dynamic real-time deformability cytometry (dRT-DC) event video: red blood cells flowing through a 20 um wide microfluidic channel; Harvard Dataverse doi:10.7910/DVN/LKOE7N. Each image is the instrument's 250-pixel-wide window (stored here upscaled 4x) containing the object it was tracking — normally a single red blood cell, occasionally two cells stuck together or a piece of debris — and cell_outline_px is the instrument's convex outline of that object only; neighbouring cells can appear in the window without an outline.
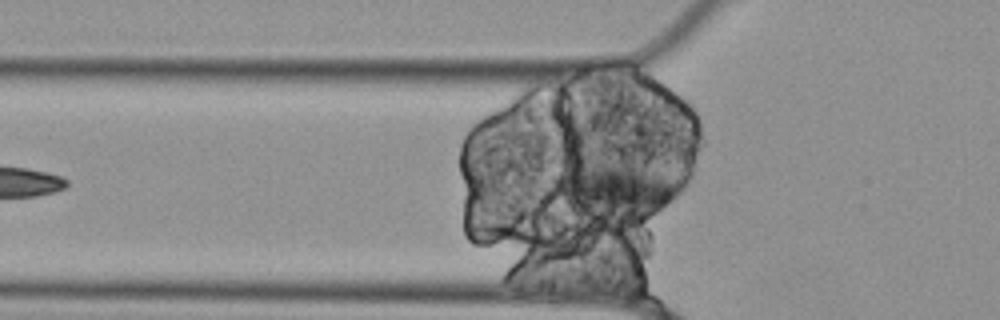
{"species": "Egyptian fruit bat (a non-hibernating species)", "species_latin": "Rousettus aegyptiacus", "temperature_condition": "cold", "stored_images_in_passage": 48, "segment_of_instrument_passage": [2, 3], "camera_frame_rate_fps": 3000, "um_per_image_px": 0.085, "animal": {"sex": "female"}, "frame": {"image": 1, "passage_image": 10, "time_ms": 3.0, "image_size_px": [1000, 320], "cell_outline_px": [[676, 196], [660, 208], [648, 216], [612, 216], [572, 208], [564, 200], [560, 172], [572, 168], [604, 164], [612, 164], [660, 172], [676, 180]], "centroid_in_image_um": [52.44, 16.14], "position_along_channel_um": 73.4, "area_um2": 35.14}}